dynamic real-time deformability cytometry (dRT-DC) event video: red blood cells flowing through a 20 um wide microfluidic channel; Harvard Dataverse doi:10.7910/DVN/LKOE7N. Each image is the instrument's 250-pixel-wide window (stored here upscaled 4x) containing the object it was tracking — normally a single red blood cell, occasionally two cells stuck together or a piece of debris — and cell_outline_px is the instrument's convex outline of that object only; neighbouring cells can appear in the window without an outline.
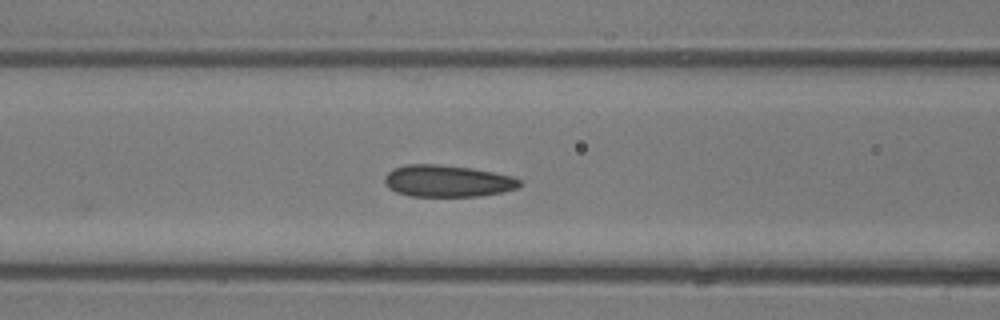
{"species": "common noctule bat (a hibernating species)", "species_latin": "Nyctalus noctula", "temperature_condition": "room temperature", "stored_images_in_passage": 5, "camera_frame_rate_fps": 3000, "um_per_image_px": 0.085, "animal": {"sex": "male", "body_mass_g": 13.3}, "frame": {"image": 1, "passage_image": 5, "time_ms": 4.333, "image_size_px": [1000, 320], "cell_outline_px": [[524, 184], [516, 188], [500, 192], [480, 196], [408, 196], [396, 192], [388, 188], [384, 184], [384, 176], [392, 168], [404, 164], [440, 164], [472, 168], [512, 176], [520, 180]], "centroid_in_image_um": [37.98, 15.38], "position_along_channel_um": 128.6, "area_um2": 25.26}}